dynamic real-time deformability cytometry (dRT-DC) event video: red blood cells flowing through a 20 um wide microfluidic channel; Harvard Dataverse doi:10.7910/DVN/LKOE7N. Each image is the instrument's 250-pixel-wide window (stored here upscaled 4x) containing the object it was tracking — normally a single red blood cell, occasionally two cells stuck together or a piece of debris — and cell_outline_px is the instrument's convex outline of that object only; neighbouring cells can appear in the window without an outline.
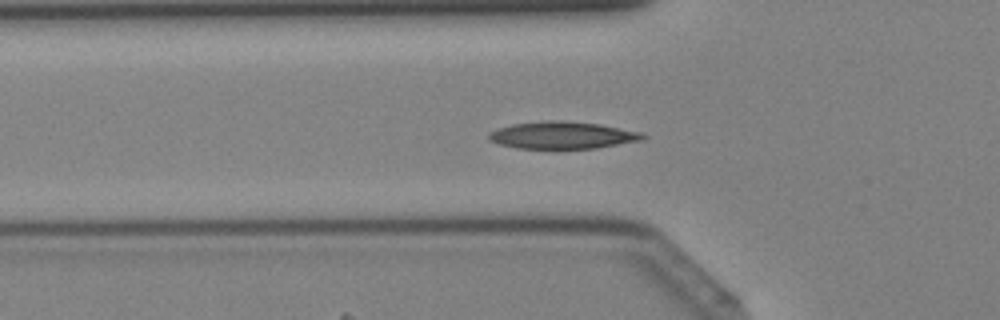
{"species": "Egyptian fruit bat (a non-hibernating species)", "species_latin": "Rousettus aegyptiacus", "temperature_condition": "cold", "stored_images_in_passage": 43, "camera_frame_rate_fps": 3000, "um_per_image_px": 0.085, "animal": {"sex": "female"}, "frame": {"image": 1, "passage_image": 15, "time_ms": 4.667, "image_size_px": [1000, 320], "cell_outline_px": [[648, 136], [644, 140], [596, 148], [556, 152], [516, 148], [500, 144], [488, 140], [488, 132], [496, 128], [512, 124], [548, 120], [564, 120], [600, 124], [640, 132]], "centroid_in_image_um": [47.77, 11.54], "position_along_channel_um": 78.0, "area_um2": 25.66}}
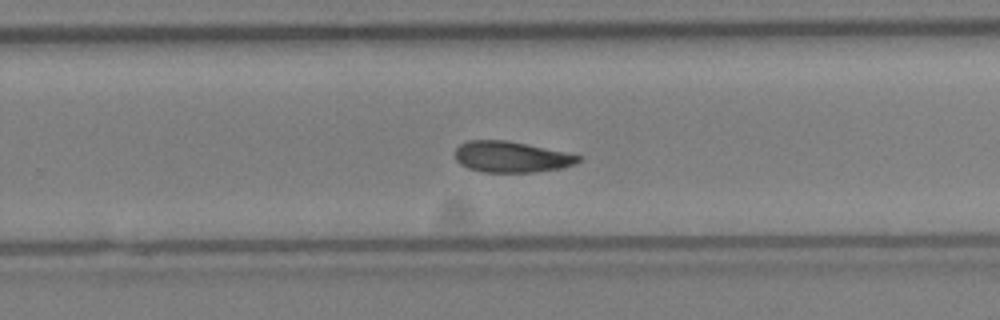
{"frame": {"image": 2, "passage_image": 28, "time_ms": 9.0, "image_size_px": [1000, 320], "cell_outline_px": [[584, 156], [576, 164], [564, 168], [532, 172], [484, 172], [468, 168], [460, 164], [456, 160], [456, 148], [460, 144], [468, 140], [504, 140]], "centroid_in_image_um": [43.47, 13.34], "position_along_channel_um": 286.3, "area_um2": 22.14}}
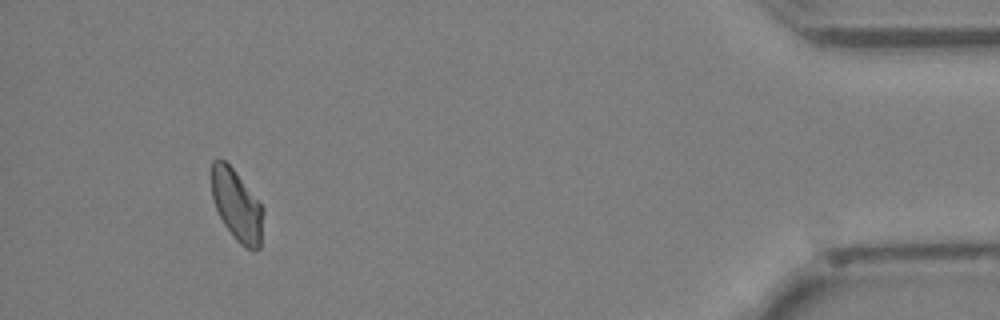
{"frame": {"image": 3, "passage_image": 40, "time_ms": 13.0, "image_size_px": [1000, 320], "cell_outline_px": [[264, 212], [260, 248], [256, 252], [252, 252], [244, 248], [232, 236], [224, 224], [216, 208], [212, 196], [212, 160], [224, 160], [232, 168], [264, 208]], "centroid_in_image_um": [20.16, 17.54], "position_along_channel_um": 415.0, "area_um2": 21.39}}